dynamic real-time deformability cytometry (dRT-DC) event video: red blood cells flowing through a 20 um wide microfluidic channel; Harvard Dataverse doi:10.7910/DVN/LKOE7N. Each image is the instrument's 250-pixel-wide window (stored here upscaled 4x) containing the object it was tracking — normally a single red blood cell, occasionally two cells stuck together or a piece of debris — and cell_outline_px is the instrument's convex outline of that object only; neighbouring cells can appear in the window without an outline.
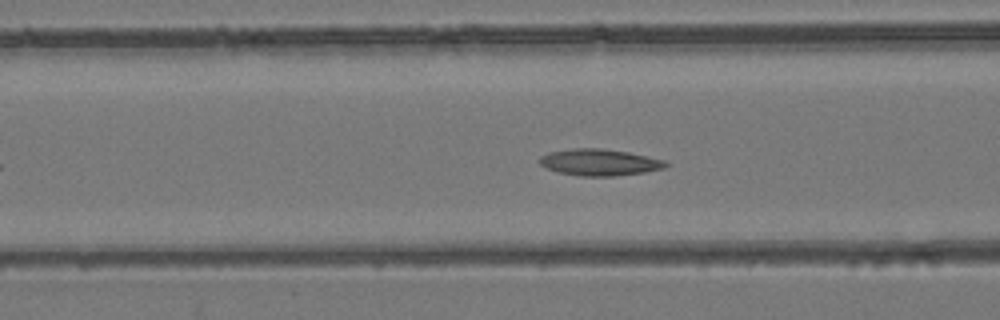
{"species": "common noctule bat (a hibernating species)", "species_latin": "Nyctalus noctula", "temperature_condition": "room temperature", "stored_images_in_passage": 33, "camera_frame_rate_fps": 3000, "um_per_image_px": 0.085, "animal": {"sex": "female", "body_mass_g": 24.6, "forearm_length_mm": 56.2}, "frame": {"image": 1, "passage_image": 11, "time_ms": 3.333, "image_size_px": [1000, 320], "cell_outline_px": [[668, 164], [664, 168], [644, 172], [616, 176], [580, 176], [556, 172], [540, 164], [540, 156], [548, 152], [576, 148], [600, 148], [628, 152], [664, 160]], "centroid_in_image_um": [50.93, 13.8], "position_along_channel_um": 115.7, "area_um2": 19.42}}
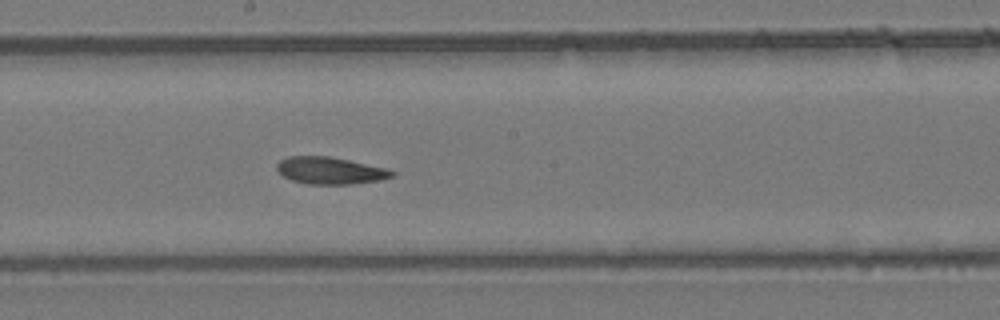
{"frame": {"image": 2, "passage_image": 19, "time_ms": 6.0, "image_size_px": [1000, 320], "cell_outline_px": [[396, 172], [392, 176], [380, 180], [352, 184], [308, 184], [292, 180], [284, 176], [276, 168], [276, 164], [280, 160], [288, 156], [328, 156], [348, 160], [384, 168]], "centroid_in_image_um": [28.03, 14.5], "position_along_channel_um": 220.2, "area_um2": 17.92}}
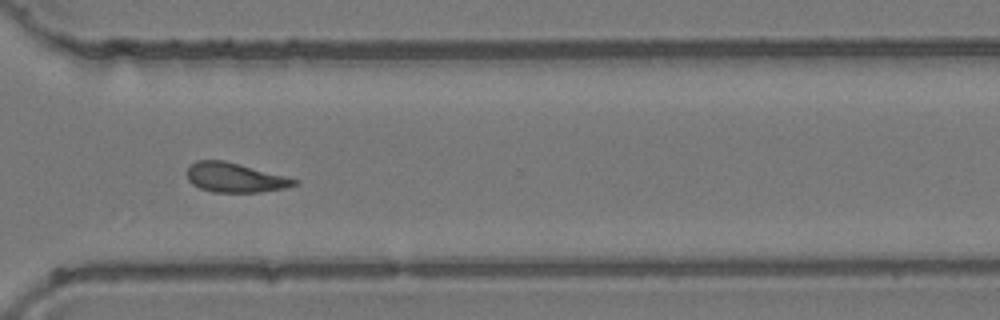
{"frame": {"image": 3, "passage_image": 29, "time_ms": 9.333, "image_size_px": [1000, 320], "cell_outline_px": [[300, 180], [296, 184], [284, 188], [260, 192], [212, 192], [200, 188], [192, 184], [188, 180], [188, 168], [196, 160], [224, 160]], "centroid_in_image_um": [19.96, 15.1], "position_along_channel_um": 350.6, "area_um2": 18.21}, "authors_computed_cell_mechanics": {"area_um2": 18.785, "velocity_mm_per_s": 3.9078, "shape_relaxation_time_tau1_ms": null, "shape_relaxation_time_tau2_ms": 5.8527, "deformation_change_tau1": null, "deformation_change_tau2": 0.1433}}